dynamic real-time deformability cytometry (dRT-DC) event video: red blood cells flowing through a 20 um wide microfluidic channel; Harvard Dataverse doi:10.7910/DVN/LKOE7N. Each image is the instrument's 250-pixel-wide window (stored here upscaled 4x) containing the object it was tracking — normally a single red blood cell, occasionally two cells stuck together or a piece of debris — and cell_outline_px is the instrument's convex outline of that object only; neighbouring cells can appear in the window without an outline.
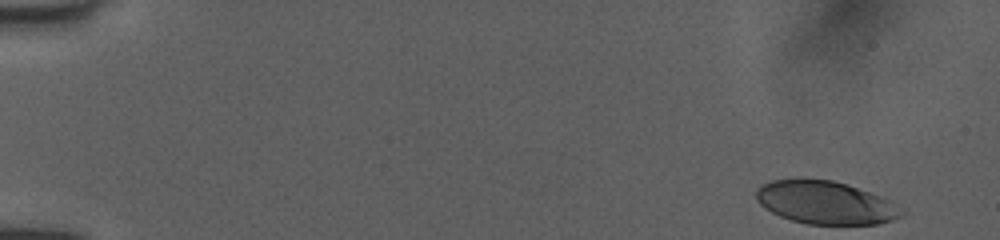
{"species": "human", "species_latin": "Homo sapiens", "temperature_condition": "room temperature", "stored_images_in_passage": 50, "camera_frame_rate_fps": 3000, "um_per_image_px": 0.085, "donor": {"sex": "female"}, "frame": {"image": 1, "passage_image": 1, "time_ms": 0.0, "image_size_px": [1000, 240], "cell_outline_px": [[908, 212], [904, 216], [892, 220], [876, 224], [808, 224], [792, 220], [780, 216], [764, 208], [756, 200], [756, 188], [772, 180], [832, 180], [880, 196], [888, 200]], "centroid_in_image_um": [70.18, 17.25], "position_along_channel_um": 14.8, "area_um2": 35.95}}
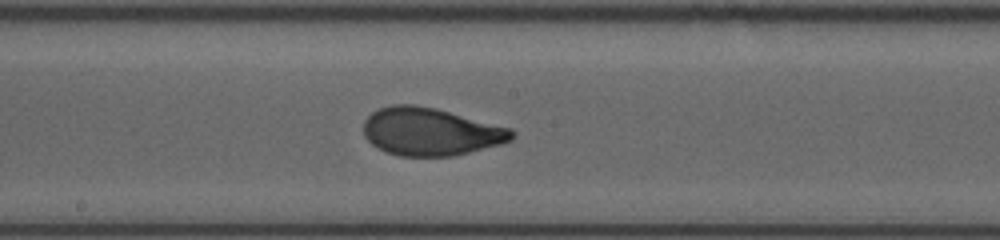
{"frame": {"image": 2, "passage_image": 27, "time_ms": 8.667, "image_size_px": [1000, 240], "cell_outline_px": [[516, 136], [512, 140], [504, 144], [452, 156], [400, 156], [384, 152], [376, 148], [364, 136], [364, 120], [372, 112], [380, 108], [392, 104], [416, 104], [436, 108], [512, 128], [516, 132]], "centroid_in_image_um": [36.62, 11.19], "position_along_channel_um": 211.6, "area_um2": 41.79}}
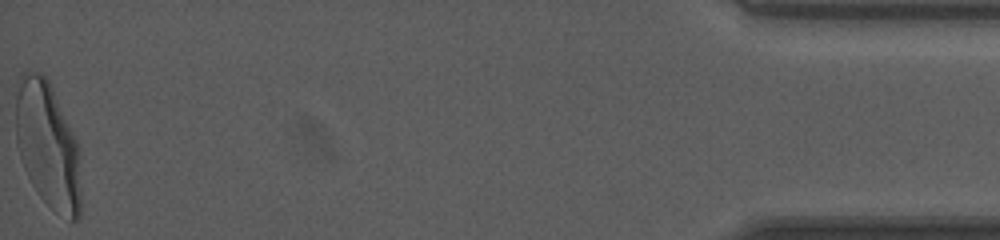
{"frame": {"image": 3, "passage_image": 50, "time_ms": 16.333, "image_size_px": [1000, 240], "cell_outline_px": [[80, 216], [76, 220], [68, 220], [52, 208], [40, 196], [32, 184], [24, 168], [20, 156], [16, 140], [16, 96], [20, 72], [28, 68], [40, 72], [48, 80], [52, 88], [76, 140], [80, 152]], "centroid_in_image_um": [4.05, 12.31], "position_along_channel_um": 431.2, "area_um2": 48.03}, "authors_computed_cell_mechanics": {"area_um2": 40.8068, "velocity_mm_per_s": 3.9907, "shape_relaxation_time_tau1_ms": 5.3383, "shape_relaxation_time_tau2_ms": null, "deformation_change_tau1": 0.214, "deformation_change_tau2": null}}